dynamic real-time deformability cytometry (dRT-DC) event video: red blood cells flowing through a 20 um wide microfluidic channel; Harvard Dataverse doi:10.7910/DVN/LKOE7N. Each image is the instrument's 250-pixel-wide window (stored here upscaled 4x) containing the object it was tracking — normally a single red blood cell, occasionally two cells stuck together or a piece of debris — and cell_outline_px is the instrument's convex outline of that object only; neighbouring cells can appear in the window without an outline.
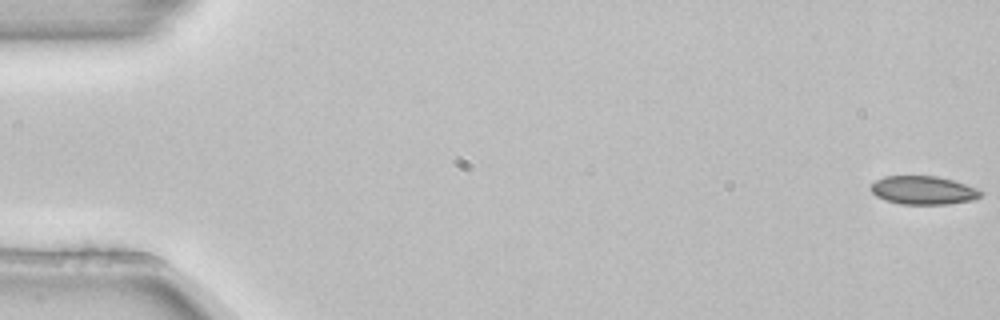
{"species": "common noctule bat (a hibernating species)", "species_latin": "Nyctalus noctula", "temperature_condition": "room temperature", "stored_images_in_passage": 5, "camera_frame_rate_fps": 3000, "um_per_image_px": 0.085, "animal": {"sex": "female", "body_mass_g": 22.7, "forearm_length_mm": 54.2}, "frame": {"image": 1, "passage_image": 1, "time_ms": 0.0, "image_size_px": [1000, 320], "cell_outline_px": [[984, 192], [980, 196], [972, 200], [948, 204], [900, 204], [884, 200], [876, 196], [868, 188], [876, 180], [884, 176], [936, 176], [952, 180], [964, 184]], "centroid_in_image_um": [78.43, 16.17], "position_along_channel_um": 6.6, "area_um2": 18.15}}
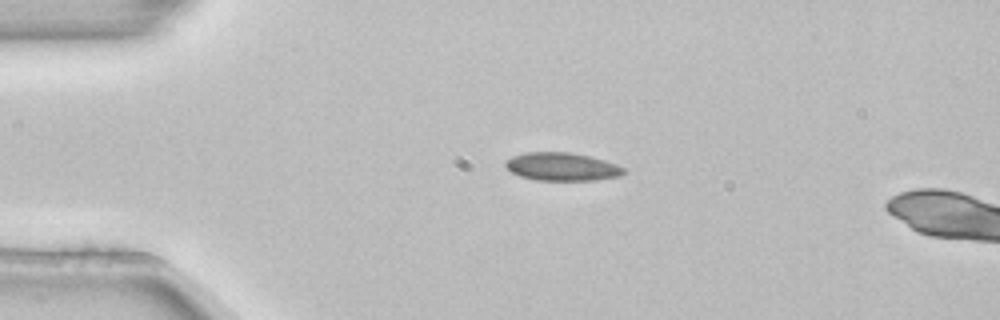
{"frame": {"image": 2, "passage_image": 3, "time_ms": 0.667, "image_size_px": [1000, 320], "cell_outline_px": [[624, 172], [620, 176], [596, 180], [536, 180], [520, 176], [512, 172], [504, 164], [504, 160], [512, 156], [524, 152], [568, 152], [588, 156], [604, 160], [616, 164], [624, 168]], "centroid_in_image_um": [47.73, 14.16], "position_along_channel_um": 37.3, "area_um2": 19.31}}